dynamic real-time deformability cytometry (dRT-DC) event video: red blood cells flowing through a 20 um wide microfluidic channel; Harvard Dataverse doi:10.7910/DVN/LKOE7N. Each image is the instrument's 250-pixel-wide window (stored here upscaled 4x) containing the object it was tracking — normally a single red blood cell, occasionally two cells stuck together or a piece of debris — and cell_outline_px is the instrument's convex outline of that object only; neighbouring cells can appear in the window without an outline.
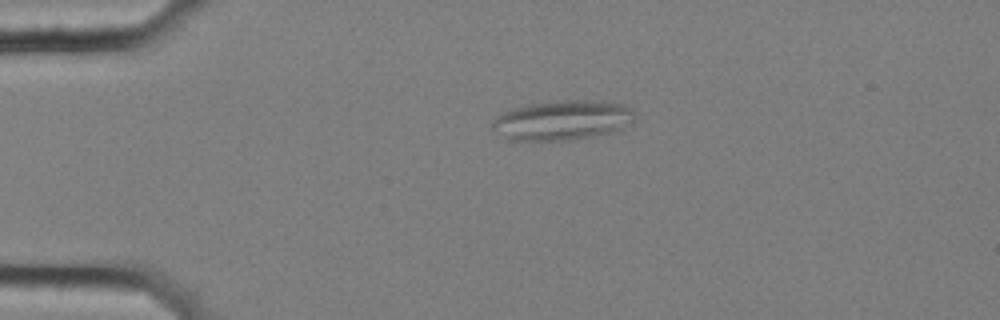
{"species": "common noctule bat (a hibernating species)", "species_latin": "Nyctalus noctula", "temperature_condition": "cold", "stored_images_in_passage": 45, "camera_frame_rate_fps": 3000, "um_per_image_px": 0.085, "animal": {"sex": "female", "body_mass_g": 25.1}, "frame": {"image": 1, "passage_image": 1, "time_ms": 0.0, "image_size_px": [1000, 320], "cell_outline_px": [[632, 120], [620, 128], [608, 132], [592, 136], [572, 140], [504, 140], [492, 128], [492, 120], [496, 116], [512, 108], [528, 104], [564, 100], [604, 100], [624, 104], [632, 108]], "centroid_in_image_um": [47.73, 10.21], "position_along_channel_um": 37.3, "area_um2": 32.95}}
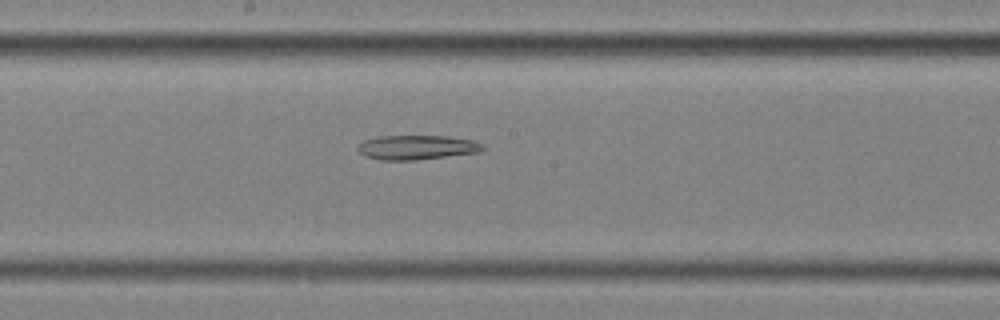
{"frame": {"image": 2, "passage_image": 19, "time_ms": 6.0, "image_size_px": [1000, 320], "cell_outline_px": [[484, 148], [476, 152], [416, 160], [380, 160], [364, 156], [356, 148], [364, 140], [380, 136], [444, 136], [472, 140], [484, 144]], "centroid_in_image_um": [35.38, 12.53], "position_along_channel_um": 212.8, "area_um2": 17.57}}
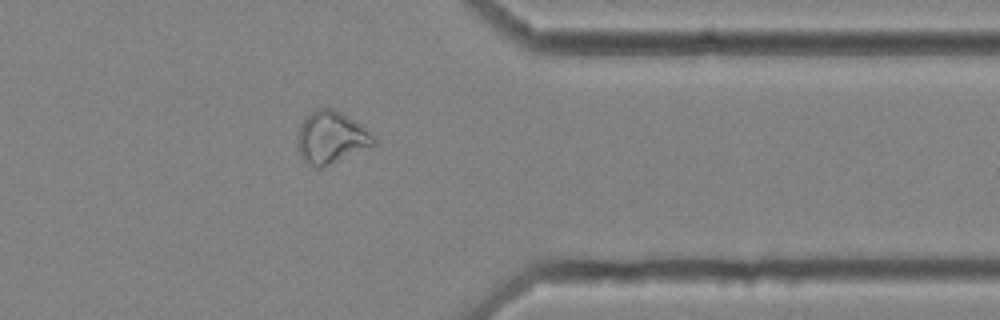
{"frame": {"image": 3, "passage_image": 34, "time_ms": 11.0, "image_size_px": [1000, 320], "cell_outline_px": [[376, 144], [320, 168], [316, 168], [304, 160], [300, 156], [296, 144], [296, 132], [304, 120], [312, 112], [320, 108], [332, 108], [356, 120], [376, 136]], "centroid_in_image_um": [28.14, 11.68], "position_along_channel_um": 383.3, "area_um2": 23.12}}